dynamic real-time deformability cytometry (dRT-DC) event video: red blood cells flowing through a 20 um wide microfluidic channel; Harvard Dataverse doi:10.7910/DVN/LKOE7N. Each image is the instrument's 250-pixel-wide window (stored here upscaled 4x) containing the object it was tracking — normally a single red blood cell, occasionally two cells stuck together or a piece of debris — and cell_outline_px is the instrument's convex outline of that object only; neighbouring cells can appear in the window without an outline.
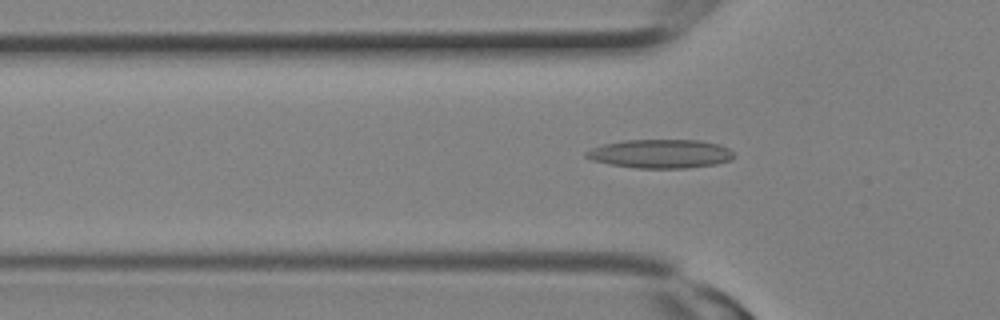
{"species": "Egyptian fruit bat (a non-hibernating species)", "species_latin": "Rousettus aegyptiacus", "temperature_condition": "room temperature", "stored_images_in_passage": 3, "camera_frame_rate_fps": 3000, "um_per_image_px": 0.085, "animal": {"sex": "female"}, "frame": {"image": 1, "passage_image": 3, "time_ms": 0.667, "image_size_px": [1000, 320], "cell_outline_px": [[736, 156], [732, 160], [716, 164], [684, 168], [636, 168], [612, 164], [592, 160], [584, 156], [584, 152], [592, 148], [604, 144], [624, 140], [700, 140], [720, 144], [728, 148]], "centroid_in_image_um": [56.17, 13.06], "position_along_channel_um": 69.6, "area_um2": 24.8}}